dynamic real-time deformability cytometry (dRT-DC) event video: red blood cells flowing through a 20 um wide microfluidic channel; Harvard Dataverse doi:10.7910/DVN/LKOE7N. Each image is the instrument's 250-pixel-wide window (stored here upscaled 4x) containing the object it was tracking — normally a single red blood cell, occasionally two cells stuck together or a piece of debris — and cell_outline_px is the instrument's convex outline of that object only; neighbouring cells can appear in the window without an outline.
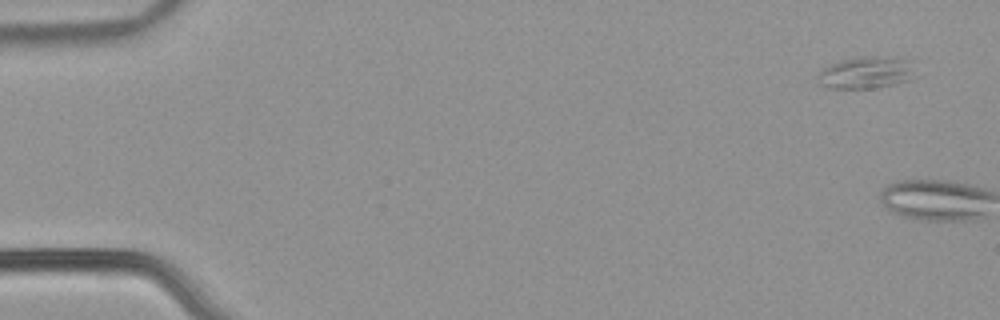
{"species": "common noctule bat (a hibernating species)", "species_latin": "Nyctalus noctula", "temperature_condition": "warm", "stored_images_in_passage": 4, "camera_frame_rate_fps": 3000, "um_per_image_px": 0.085, "animal": {"sex": "male", "body_mass_g": 21.5, "forearm_length_mm": 52.0}, "frame": {"image": 1, "passage_image": 1, "time_ms": 0.0, "image_size_px": [1000, 320], "cell_outline_px": [[916, 76], [908, 80], [896, 84], [872, 88], [828, 88], [820, 84], [816, 76], [820, 68], [840, 60], [860, 56], [876, 56], [908, 60]], "centroid_in_image_um": [73.55, 6.18], "position_along_channel_um": 11.4, "area_um2": 18.26}}